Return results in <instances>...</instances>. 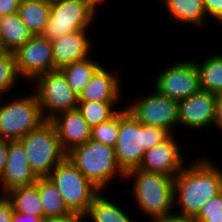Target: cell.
Masks as SVG:
<instances>
[{
  "instance_id": "obj_1",
  "label": "cell",
  "mask_w": 222,
  "mask_h": 222,
  "mask_svg": "<svg viewBox=\"0 0 222 222\" xmlns=\"http://www.w3.org/2000/svg\"><path fill=\"white\" fill-rule=\"evenodd\" d=\"M211 160L206 156L197 157L174 177V209L179 208L174 214L194 217L222 191V168Z\"/></svg>"
},
{
  "instance_id": "obj_2",
  "label": "cell",
  "mask_w": 222,
  "mask_h": 222,
  "mask_svg": "<svg viewBox=\"0 0 222 222\" xmlns=\"http://www.w3.org/2000/svg\"><path fill=\"white\" fill-rule=\"evenodd\" d=\"M171 135L164 128L139 123L125 107L120 109V127L114 146L118 165L125 173L139 168L145 151L164 142Z\"/></svg>"
},
{
  "instance_id": "obj_3",
  "label": "cell",
  "mask_w": 222,
  "mask_h": 222,
  "mask_svg": "<svg viewBox=\"0 0 222 222\" xmlns=\"http://www.w3.org/2000/svg\"><path fill=\"white\" fill-rule=\"evenodd\" d=\"M128 179L133 181L131 196L145 217L151 220L174 214V177L134 168L125 174Z\"/></svg>"
},
{
  "instance_id": "obj_4",
  "label": "cell",
  "mask_w": 222,
  "mask_h": 222,
  "mask_svg": "<svg viewBox=\"0 0 222 222\" xmlns=\"http://www.w3.org/2000/svg\"><path fill=\"white\" fill-rule=\"evenodd\" d=\"M75 167L101 191H107L112 179L117 175L125 179V172L120 168L112 146L92 141L73 148L66 155Z\"/></svg>"
},
{
  "instance_id": "obj_5",
  "label": "cell",
  "mask_w": 222,
  "mask_h": 222,
  "mask_svg": "<svg viewBox=\"0 0 222 222\" xmlns=\"http://www.w3.org/2000/svg\"><path fill=\"white\" fill-rule=\"evenodd\" d=\"M31 169L38 177H47L66 157L53 124L46 120L19 140Z\"/></svg>"
},
{
  "instance_id": "obj_6",
  "label": "cell",
  "mask_w": 222,
  "mask_h": 222,
  "mask_svg": "<svg viewBox=\"0 0 222 222\" xmlns=\"http://www.w3.org/2000/svg\"><path fill=\"white\" fill-rule=\"evenodd\" d=\"M61 193L70 212L87 213L94 198L101 192L66 156L47 176Z\"/></svg>"
},
{
  "instance_id": "obj_7",
  "label": "cell",
  "mask_w": 222,
  "mask_h": 222,
  "mask_svg": "<svg viewBox=\"0 0 222 222\" xmlns=\"http://www.w3.org/2000/svg\"><path fill=\"white\" fill-rule=\"evenodd\" d=\"M16 98L0 101V138L4 140H20L46 121L35 93Z\"/></svg>"
},
{
  "instance_id": "obj_8",
  "label": "cell",
  "mask_w": 222,
  "mask_h": 222,
  "mask_svg": "<svg viewBox=\"0 0 222 222\" xmlns=\"http://www.w3.org/2000/svg\"><path fill=\"white\" fill-rule=\"evenodd\" d=\"M97 15L98 12L79 0H51L50 18L41 35L54 41L74 31L91 30Z\"/></svg>"
},
{
  "instance_id": "obj_9",
  "label": "cell",
  "mask_w": 222,
  "mask_h": 222,
  "mask_svg": "<svg viewBox=\"0 0 222 222\" xmlns=\"http://www.w3.org/2000/svg\"><path fill=\"white\" fill-rule=\"evenodd\" d=\"M31 83L34 84V93L45 120L52 119L60 112L77 109L78 96L60 70L39 75Z\"/></svg>"
},
{
  "instance_id": "obj_10",
  "label": "cell",
  "mask_w": 222,
  "mask_h": 222,
  "mask_svg": "<svg viewBox=\"0 0 222 222\" xmlns=\"http://www.w3.org/2000/svg\"><path fill=\"white\" fill-rule=\"evenodd\" d=\"M154 87L159 93L177 101L201 90L200 75L193 59L176 61L155 75Z\"/></svg>"
},
{
  "instance_id": "obj_11",
  "label": "cell",
  "mask_w": 222,
  "mask_h": 222,
  "mask_svg": "<svg viewBox=\"0 0 222 222\" xmlns=\"http://www.w3.org/2000/svg\"><path fill=\"white\" fill-rule=\"evenodd\" d=\"M141 99H135L125 109L141 124L160 127L172 134L178 124V101L159 93H147ZM176 126V127H175Z\"/></svg>"
},
{
  "instance_id": "obj_12",
  "label": "cell",
  "mask_w": 222,
  "mask_h": 222,
  "mask_svg": "<svg viewBox=\"0 0 222 222\" xmlns=\"http://www.w3.org/2000/svg\"><path fill=\"white\" fill-rule=\"evenodd\" d=\"M13 55L17 73L26 83H31L39 75L54 71L52 41L42 35H33Z\"/></svg>"
},
{
  "instance_id": "obj_13",
  "label": "cell",
  "mask_w": 222,
  "mask_h": 222,
  "mask_svg": "<svg viewBox=\"0 0 222 222\" xmlns=\"http://www.w3.org/2000/svg\"><path fill=\"white\" fill-rule=\"evenodd\" d=\"M217 94L200 90L178 101V124L183 128L201 130L213 126Z\"/></svg>"
},
{
  "instance_id": "obj_14",
  "label": "cell",
  "mask_w": 222,
  "mask_h": 222,
  "mask_svg": "<svg viewBox=\"0 0 222 222\" xmlns=\"http://www.w3.org/2000/svg\"><path fill=\"white\" fill-rule=\"evenodd\" d=\"M175 136L145 151L140 169L175 177L186 165Z\"/></svg>"
},
{
  "instance_id": "obj_15",
  "label": "cell",
  "mask_w": 222,
  "mask_h": 222,
  "mask_svg": "<svg viewBox=\"0 0 222 222\" xmlns=\"http://www.w3.org/2000/svg\"><path fill=\"white\" fill-rule=\"evenodd\" d=\"M38 176L31 169L24 147L19 140L9 141L8 157L0 176V192L5 195L13 188L35 184Z\"/></svg>"
},
{
  "instance_id": "obj_16",
  "label": "cell",
  "mask_w": 222,
  "mask_h": 222,
  "mask_svg": "<svg viewBox=\"0 0 222 222\" xmlns=\"http://www.w3.org/2000/svg\"><path fill=\"white\" fill-rule=\"evenodd\" d=\"M49 121L55 127L60 145L66 154L91 139V127L78 108L60 112Z\"/></svg>"
},
{
  "instance_id": "obj_17",
  "label": "cell",
  "mask_w": 222,
  "mask_h": 222,
  "mask_svg": "<svg viewBox=\"0 0 222 222\" xmlns=\"http://www.w3.org/2000/svg\"><path fill=\"white\" fill-rule=\"evenodd\" d=\"M88 31H74L52 41L54 70L91 56L93 41L91 42Z\"/></svg>"
},
{
  "instance_id": "obj_18",
  "label": "cell",
  "mask_w": 222,
  "mask_h": 222,
  "mask_svg": "<svg viewBox=\"0 0 222 222\" xmlns=\"http://www.w3.org/2000/svg\"><path fill=\"white\" fill-rule=\"evenodd\" d=\"M102 64L92 75L78 101H121V80ZM121 97V98H120Z\"/></svg>"
},
{
  "instance_id": "obj_19",
  "label": "cell",
  "mask_w": 222,
  "mask_h": 222,
  "mask_svg": "<svg viewBox=\"0 0 222 222\" xmlns=\"http://www.w3.org/2000/svg\"><path fill=\"white\" fill-rule=\"evenodd\" d=\"M161 1V2H160ZM168 10L171 22L202 27L207 24L203 0H159Z\"/></svg>"
},
{
  "instance_id": "obj_20",
  "label": "cell",
  "mask_w": 222,
  "mask_h": 222,
  "mask_svg": "<svg viewBox=\"0 0 222 222\" xmlns=\"http://www.w3.org/2000/svg\"><path fill=\"white\" fill-rule=\"evenodd\" d=\"M5 195L12 202L15 212L44 217L39 196V178L35 184L13 188Z\"/></svg>"
},
{
  "instance_id": "obj_21",
  "label": "cell",
  "mask_w": 222,
  "mask_h": 222,
  "mask_svg": "<svg viewBox=\"0 0 222 222\" xmlns=\"http://www.w3.org/2000/svg\"><path fill=\"white\" fill-rule=\"evenodd\" d=\"M51 0H33L19 3L20 19L33 35H41L49 21Z\"/></svg>"
},
{
  "instance_id": "obj_22",
  "label": "cell",
  "mask_w": 222,
  "mask_h": 222,
  "mask_svg": "<svg viewBox=\"0 0 222 222\" xmlns=\"http://www.w3.org/2000/svg\"><path fill=\"white\" fill-rule=\"evenodd\" d=\"M103 193L104 191H101L88 208L86 215L90 222H134L124 208L114 202L115 200L104 197Z\"/></svg>"
},
{
  "instance_id": "obj_23",
  "label": "cell",
  "mask_w": 222,
  "mask_h": 222,
  "mask_svg": "<svg viewBox=\"0 0 222 222\" xmlns=\"http://www.w3.org/2000/svg\"><path fill=\"white\" fill-rule=\"evenodd\" d=\"M0 34L5 49L10 52H14L33 36L17 13L0 17Z\"/></svg>"
},
{
  "instance_id": "obj_24",
  "label": "cell",
  "mask_w": 222,
  "mask_h": 222,
  "mask_svg": "<svg viewBox=\"0 0 222 222\" xmlns=\"http://www.w3.org/2000/svg\"><path fill=\"white\" fill-rule=\"evenodd\" d=\"M95 60V57L90 56L87 59L74 62L60 69L68 85L78 97L83 92L92 75L101 66L99 60Z\"/></svg>"
},
{
  "instance_id": "obj_25",
  "label": "cell",
  "mask_w": 222,
  "mask_h": 222,
  "mask_svg": "<svg viewBox=\"0 0 222 222\" xmlns=\"http://www.w3.org/2000/svg\"><path fill=\"white\" fill-rule=\"evenodd\" d=\"M200 75L201 90L222 95V54L205 56L196 63Z\"/></svg>"
},
{
  "instance_id": "obj_26",
  "label": "cell",
  "mask_w": 222,
  "mask_h": 222,
  "mask_svg": "<svg viewBox=\"0 0 222 222\" xmlns=\"http://www.w3.org/2000/svg\"><path fill=\"white\" fill-rule=\"evenodd\" d=\"M39 196L46 221L70 213L63 202L61 193L48 177H39Z\"/></svg>"
},
{
  "instance_id": "obj_27",
  "label": "cell",
  "mask_w": 222,
  "mask_h": 222,
  "mask_svg": "<svg viewBox=\"0 0 222 222\" xmlns=\"http://www.w3.org/2000/svg\"><path fill=\"white\" fill-rule=\"evenodd\" d=\"M120 101H78V110L92 128L101 122L110 120L120 108L116 107ZM116 107V108H114Z\"/></svg>"
},
{
  "instance_id": "obj_28",
  "label": "cell",
  "mask_w": 222,
  "mask_h": 222,
  "mask_svg": "<svg viewBox=\"0 0 222 222\" xmlns=\"http://www.w3.org/2000/svg\"><path fill=\"white\" fill-rule=\"evenodd\" d=\"M21 79L17 73L13 52L0 54V96L7 95Z\"/></svg>"
},
{
  "instance_id": "obj_29",
  "label": "cell",
  "mask_w": 222,
  "mask_h": 222,
  "mask_svg": "<svg viewBox=\"0 0 222 222\" xmlns=\"http://www.w3.org/2000/svg\"><path fill=\"white\" fill-rule=\"evenodd\" d=\"M120 127V110L110 119L91 128V140L114 147Z\"/></svg>"
},
{
  "instance_id": "obj_30",
  "label": "cell",
  "mask_w": 222,
  "mask_h": 222,
  "mask_svg": "<svg viewBox=\"0 0 222 222\" xmlns=\"http://www.w3.org/2000/svg\"><path fill=\"white\" fill-rule=\"evenodd\" d=\"M222 214V191L208 201L196 215Z\"/></svg>"
},
{
  "instance_id": "obj_31",
  "label": "cell",
  "mask_w": 222,
  "mask_h": 222,
  "mask_svg": "<svg viewBox=\"0 0 222 222\" xmlns=\"http://www.w3.org/2000/svg\"><path fill=\"white\" fill-rule=\"evenodd\" d=\"M207 17H212L222 25V0H203Z\"/></svg>"
},
{
  "instance_id": "obj_32",
  "label": "cell",
  "mask_w": 222,
  "mask_h": 222,
  "mask_svg": "<svg viewBox=\"0 0 222 222\" xmlns=\"http://www.w3.org/2000/svg\"><path fill=\"white\" fill-rule=\"evenodd\" d=\"M14 214L12 202L6 195L0 196V222H11Z\"/></svg>"
},
{
  "instance_id": "obj_33",
  "label": "cell",
  "mask_w": 222,
  "mask_h": 222,
  "mask_svg": "<svg viewBox=\"0 0 222 222\" xmlns=\"http://www.w3.org/2000/svg\"><path fill=\"white\" fill-rule=\"evenodd\" d=\"M87 219L88 218L85 213L70 212L65 216L51 218L46 222H86Z\"/></svg>"
},
{
  "instance_id": "obj_34",
  "label": "cell",
  "mask_w": 222,
  "mask_h": 222,
  "mask_svg": "<svg viewBox=\"0 0 222 222\" xmlns=\"http://www.w3.org/2000/svg\"><path fill=\"white\" fill-rule=\"evenodd\" d=\"M19 0H0V17L18 12Z\"/></svg>"
},
{
  "instance_id": "obj_35",
  "label": "cell",
  "mask_w": 222,
  "mask_h": 222,
  "mask_svg": "<svg viewBox=\"0 0 222 222\" xmlns=\"http://www.w3.org/2000/svg\"><path fill=\"white\" fill-rule=\"evenodd\" d=\"M9 140L0 138V176L4 172L6 167V161L8 157Z\"/></svg>"
},
{
  "instance_id": "obj_36",
  "label": "cell",
  "mask_w": 222,
  "mask_h": 222,
  "mask_svg": "<svg viewBox=\"0 0 222 222\" xmlns=\"http://www.w3.org/2000/svg\"><path fill=\"white\" fill-rule=\"evenodd\" d=\"M11 222H46L44 217H36L33 215L21 214L14 211Z\"/></svg>"
},
{
  "instance_id": "obj_37",
  "label": "cell",
  "mask_w": 222,
  "mask_h": 222,
  "mask_svg": "<svg viewBox=\"0 0 222 222\" xmlns=\"http://www.w3.org/2000/svg\"><path fill=\"white\" fill-rule=\"evenodd\" d=\"M150 222H195V221L193 220V217L178 216L176 214H172L167 217L151 219Z\"/></svg>"
},
{
  "instance_id": "obj_38",
  "label": "cell",
  "mask_w": 222,
  "mask_h": 222,
  "mask_svg": "<svg viewBox=\"0 0 222 222\" xmlns=\"http://www.w3.org/2000/svg\"><path fill=\"white\" fill-rule=\"evenodd\" d=\"M213 125H216L217 129L222 133V95L217 96Z\"/></svg>"
},
{
  "instance_id": "obj_39",
  "label": "cell",
  "mask_w": 222,
  "mask_h": 222,
  "mask_svg": "<svg viewBox=\"0 0 222 222\" xmlns=\"http://www.w3.org/2000/svg\"><path fill=\"white\" fill-rule=\"evenodd\" d=\"M195 222H222V214L216 215H195L193 217Z\"/></svg>"
},
{
  "instance_id": "obj_40",
  "label": "cell",
  "mask_w": 222,
  "mask_h": 222,
  "mask_svg": "<svg viewBox=\"0 0 222 222\" xmlns=\"http://www.w3.org/2000/svg\"><path fill=\"white\" fill-rule=\"evenodd\" d=\"M86 4H88L92 9H94L96 12L99 9V6L104 2V0H79ZM107 1V0H105Z\"/></svg>"
},
{
  "instance_id": "obj_41",
  "label": "cell",
  "mask_w": 222,
  "mask_h": 222,
  "mask_svg": "<svg viewBox=\"0 0 222 222\" xmlns=\"http://www.w3.org/2000/svg\"><path fill=\"white\" fill-rule=\"evenodd\" d=\"M3 52H7V50L4 47V44H3V41H2V38H1V34H0V54L3 53Z\"/></svg>"
},
{
  "instance_id": "obj_42",
  "label": "cell",
  "mask_w": 222,
  "mask_h": 222,
  "mask_svg": "<svg viewBox=\"0 0 222 222\" xmlns=\"http://www.w3.org/2000/svg\"><path fill=\"white\" fill-rule=\"evenodd\" d=\"M24 1H33V0H19V2H24Z\"/></svg>"
}]
</instances>
